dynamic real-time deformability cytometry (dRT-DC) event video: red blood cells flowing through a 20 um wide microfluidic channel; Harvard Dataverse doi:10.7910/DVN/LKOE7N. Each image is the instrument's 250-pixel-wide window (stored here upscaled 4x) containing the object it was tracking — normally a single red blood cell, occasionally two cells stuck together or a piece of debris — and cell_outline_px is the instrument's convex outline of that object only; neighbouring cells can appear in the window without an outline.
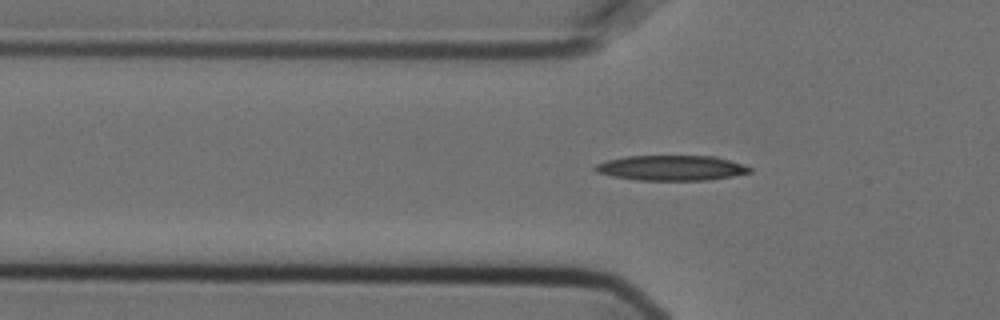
{"species": "Egyptian fruit bat (a non-hibernating species)", "species_latin": "Rousettus aegyptiacus", "temperature_condition": "cold", "stored_images_in_passage": 35, "camera_frame_rate_fps": 3000, "um_per_image_px": 0.085, "animal": {"sex": "female"}, "frame": {"image": 1, "passage_image": 4, "time_ms": 1.0, "image_size_px": [1000, 320], "cell_outline_px": [[752, 172], [732, 176], [708, 180], [636, 180], [612, 176], [596, 172], [592, 168], [596, 164], [604, 160], [628, 156], [716, 156], [752, 168]], "centroid_in_image_um": [57.01, 14.27], "position_along_channel_um": 68.8, "area_um2": 22.66}}
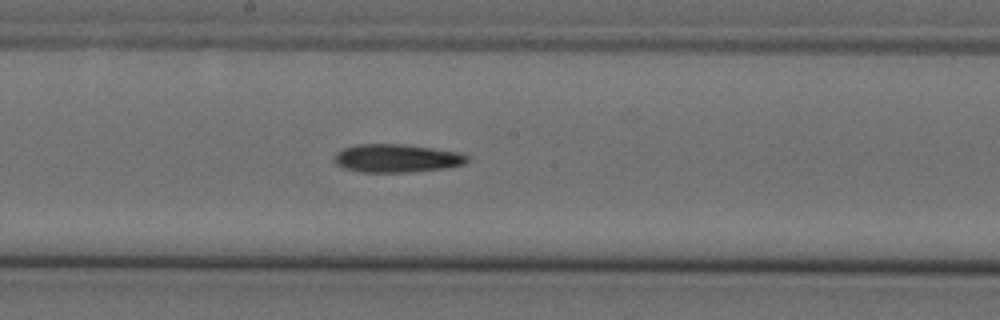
{"frame": {"image": 2, "passage_image": 16, "time_ms": 5.0, "image_size_px": [1000, 320], "cell_outline_px": [[468, 160], [464, 164], [448, 168], [408, 172], [360, 172], [344, 168], [336, 164], [332, 160], [336, 152], [344, 148], [356, 144], [404, 144], [460, 152], [468, 156]], "centroid_in_image_um": [33.7, 13.45], "position_along_channel_um": 214.5, "area_um2": 22.02}}
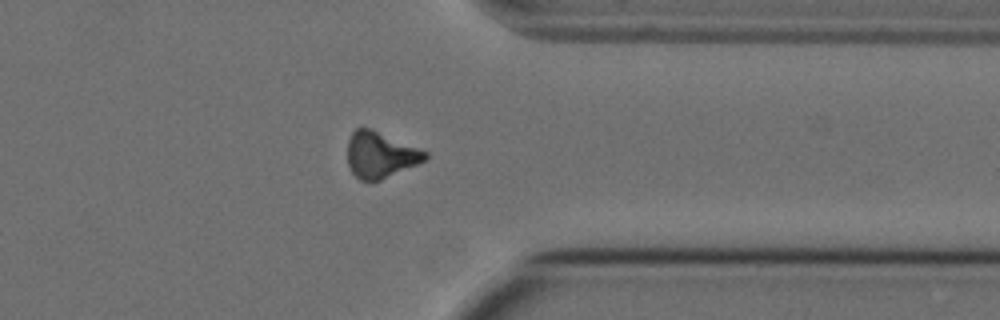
{"frame": {"image": 3, "passage_image": 30, "time_ms": 9.667, "image_size_px": [1000, 320], "cell_outline_px": [[428, 156], [424, 160], [416, 164], [380, 180], [360, 180], [352, 172], [348, 164], [348, 140], [352, 132], [356, 128], [368, 128], [428, 152]], "centroid_in_image_um": [32.29, 13.16], "position_along_channel_um": 379.1, "area_um2": 20.23}}